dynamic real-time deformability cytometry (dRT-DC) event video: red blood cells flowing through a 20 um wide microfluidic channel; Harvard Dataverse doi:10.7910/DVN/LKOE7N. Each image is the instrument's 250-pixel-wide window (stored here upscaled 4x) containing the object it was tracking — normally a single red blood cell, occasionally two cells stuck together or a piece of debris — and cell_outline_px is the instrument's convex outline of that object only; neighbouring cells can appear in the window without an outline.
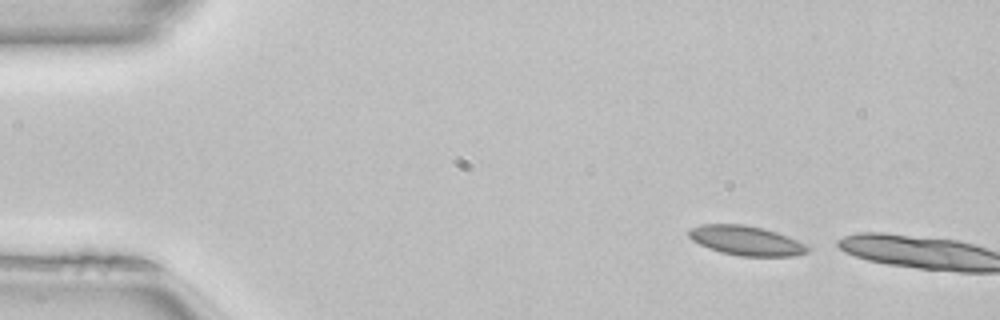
{"species": "common noctule bat (a hibernating species)", "species_latin": "Nyctalus noctula", "temperature_condition": "room temperature", "stored_images_in_passage": 3, "camera_frame_rate_fps": 3000, "um_per_image_px": 0.085, "animal": {"sex": "female", "body_mass_g": 22.7, "forearm_length_mm": 54.2}, "frame": {"image": 1, "passage_image": 1, "time_ms": 0.0, "image_size_px": [1000, 320], "cell_outline_px": [[808, 252], [796, 256], [740, 256], [720, 252], [708, 248], [692, 240], [688, 236], [688, 228], [700, 224], [744, 224], [764, 228], [788, 236], [804, 244], [808, 248]], "centroid_in_image_um": [63.38, 20.44], "position_along_channel_um": 21.6, "area_um2": 20.52}}